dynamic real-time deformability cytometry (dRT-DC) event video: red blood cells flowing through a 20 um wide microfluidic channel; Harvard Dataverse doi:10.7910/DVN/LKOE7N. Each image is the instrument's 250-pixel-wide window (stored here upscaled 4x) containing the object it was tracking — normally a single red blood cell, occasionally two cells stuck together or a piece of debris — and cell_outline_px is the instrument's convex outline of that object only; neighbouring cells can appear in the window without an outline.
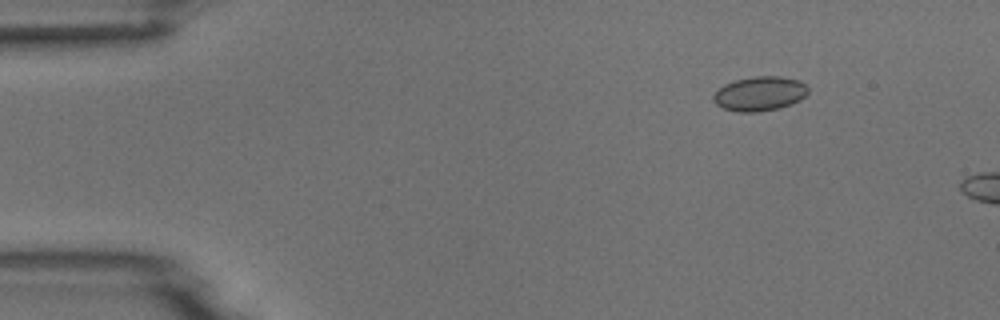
{"species": "common noctule bat (a hibernating species)", "species_latin": "Nyctalus noctula", "temperature_condition": "room temperature", "stored_images_in_passage": 3, "camera_frame_rate_fps": 3000, "um_per_image_px": 0.085, "animal": {"sex": "male", "body_mass_g": 18.8}, "frame": {"image": 1, "passage_image": 2, "time_ms": 1.0, "image_size_px": [1000, 320], "cell_outline_px": [[808, 92], [800, 100], [792, 104], [780, 108], [756, 112], [736, 112], [724, 108], [716, 104], [712, 100], [712, 96], [724, 84], [736, 80], [752, 76], [780, 76], [800, 80], [808, 88]], "centroid_in_image_um": [64.58, 7.96], "position_along_channel_um": 20.4, "area_um2": 19.07}}